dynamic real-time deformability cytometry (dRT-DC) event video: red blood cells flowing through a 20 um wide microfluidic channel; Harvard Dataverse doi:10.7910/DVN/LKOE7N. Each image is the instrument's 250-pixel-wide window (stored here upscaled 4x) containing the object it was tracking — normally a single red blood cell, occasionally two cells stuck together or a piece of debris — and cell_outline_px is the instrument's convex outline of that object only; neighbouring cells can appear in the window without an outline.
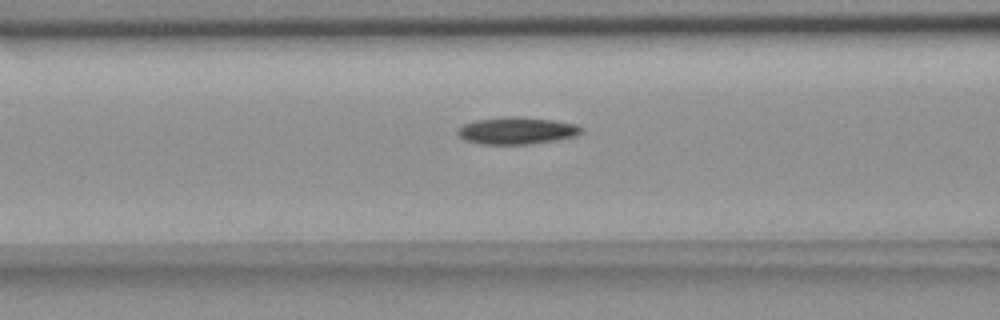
{"species": "common noctule bat (a hibernating species)", "species_latin": "Nyctalus noctula", "temperature_condition": "room temperature", "stored_images_in_passage": 37, "camera_frame_rate_fps": 3000, "um_per_image_px": 0.085, "animal": {"sex": "female", "body_mass_g": 18.4}, "frame": {"image": 1, "passage_image": 14, "time_ms": 4.333, "image_size_px": [1000, 320], "cell_outline_px": [[584, 132], [576, 136], [532, 144], [480, 144], [464, 140], [456, 132], [464, 124], [476, 120], [504, 116], [520, 116], [552, 120], [576, 124], [584, 128]], "centroid_in_image_um": [43.95, 11.1], "position_along_channel_um": 122.6, "area_um2": 19.65}}
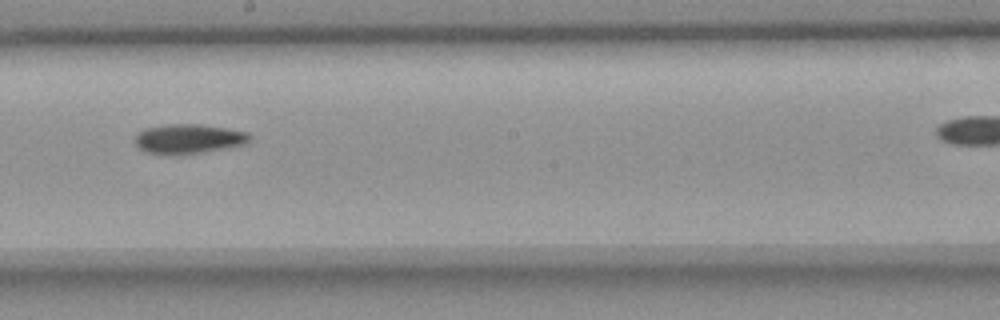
{"frame": {"image": 2, "passage_image": 23, "time_ms": 7.333, "image_size_px": [1000, 320], "cell_outline_px": [[252, 136], [244, 144], [200, 152], [148, 152], [140, 148], [136, 144], [136, 132], [144, 128], [168, 124], [200, 124], [248, 132]], "centroid_in_image_um": [16.03, 11.74], "position_along_channel_um": 232.2, "area_um2": 18.84}}
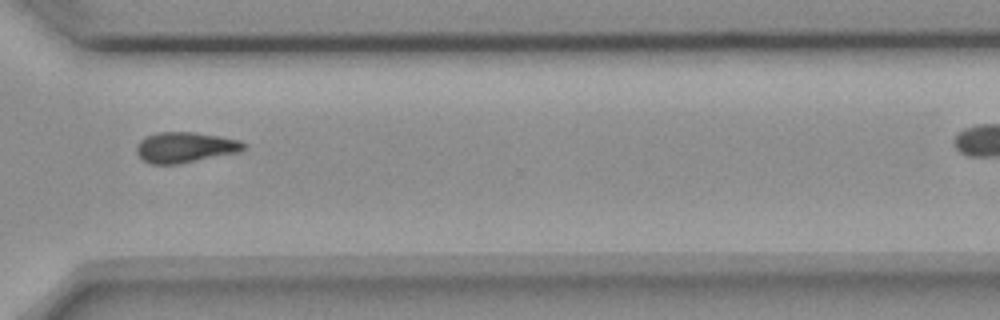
{"frame": {"image": 3, "passage_image": 33, "time_ms": 10.667, "image_size_px": [1000, 320], "cell_outline_px": [[248, 144], [240, 152], [176, 164], [152, 164], [144, 160], [136, 152], [136, 144], [140, 140], [148, 136], [160, 132], [196, 132], [220, 136], [240, 140]], "centroid_in_image_um": [15.76, 12.51], "position_along_channel_um": 354.8, "area_um2": 19.02}}